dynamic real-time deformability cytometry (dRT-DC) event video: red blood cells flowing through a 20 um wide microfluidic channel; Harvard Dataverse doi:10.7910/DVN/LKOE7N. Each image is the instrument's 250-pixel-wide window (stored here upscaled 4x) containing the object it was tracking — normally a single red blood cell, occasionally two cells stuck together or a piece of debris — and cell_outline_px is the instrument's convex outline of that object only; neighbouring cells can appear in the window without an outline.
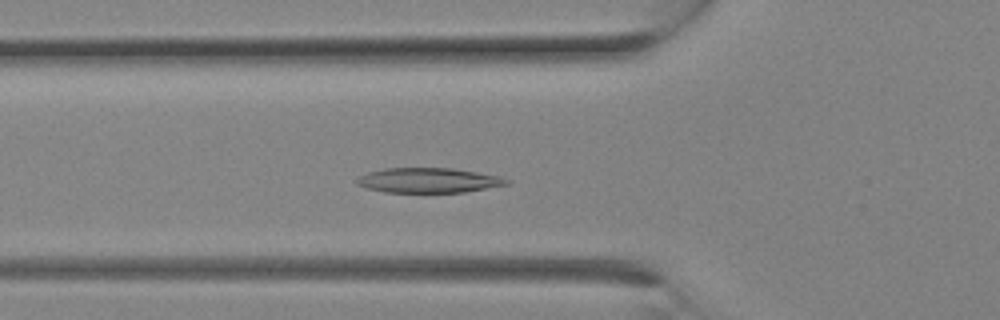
{"species": "Egyptian fruit bat (a non-hibernating species)", "species_latin": "Rousettus aegyptiacus", "temperature_condition": "room temperature", "stored_images_in_passage": 9, "camera_frame_rate_fps": 3000, "um_per_image_px": 0.085, "animal": {"sex": "female"}, "frame": {"image": 1, "passage_image": 7, "time_ms": 2.0, "image_size_px": [1000, 320], "cell_outline_px": [[512, 180], [508, 184], [464, 192], [384, 192], [368, 188], [356, 184], [356, 180], [360, 176], [368, 172], [384, 168], [452, 168], [500, 176]], "centroid_in_image_um": [36.43, 15.32], "position_along_channel_um": 89.4, "area_um2": 21.62}}
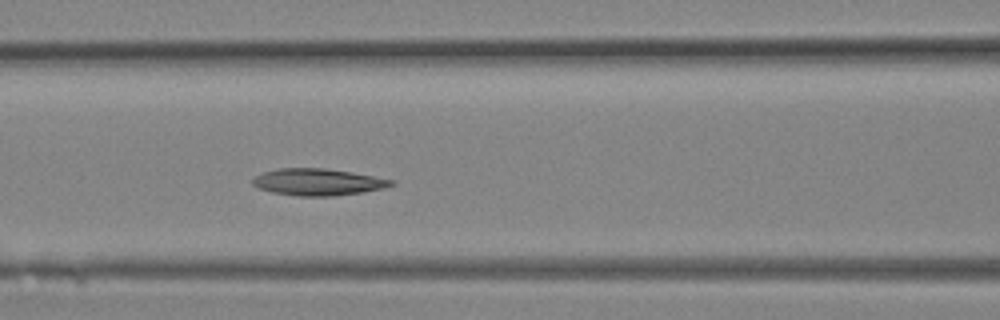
{"frame": {"image": 2, "passage_image": 9, "time_ms": 2.667, "image_size_px": [1000, 320], "cell_outline_px": [[396, 184], [384, 188], [364, 192], [332, 196], [300, 196], [272, 192], [260, 188], [252, 184], [252, 180], [256, 176], [264, 172], [280, 168], [324, 168], [352, 172], [396, 180]], "centroid_in_image_um": [27.08, 15.47], "position_along_channel_um": 139.5, "area_um2": 21.62}}